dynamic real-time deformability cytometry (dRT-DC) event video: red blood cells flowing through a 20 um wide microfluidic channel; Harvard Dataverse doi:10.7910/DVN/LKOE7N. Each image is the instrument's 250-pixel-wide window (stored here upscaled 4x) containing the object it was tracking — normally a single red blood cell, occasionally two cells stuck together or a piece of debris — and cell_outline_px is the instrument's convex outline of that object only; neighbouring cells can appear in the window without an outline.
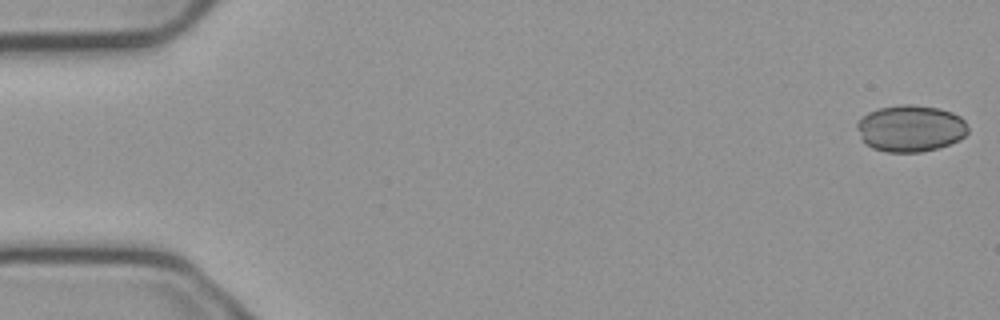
{"species": "common noctule bat (a hibernating species)", "species_latin": "Nyctalus noctula", "temperature_condition": "cold", "stored_images_in_passage": 17, "camera_frame_rate_fps": 3000, "um_per_image_px": 0.085, "animal": {"sex": "male", "body_mass_g": 23.1, "forearm_length_mm": 52.7}, "frame": {"image": 1, "passage_image": 1, "time_ms": 0.0, "image_size_px": [1000, 320], "cell_outline_px": [[968, 132], [960, 140], [936, 148], [920, 152], [888, 152], [872, 148], [860, 136], [856, 128], [856, 124], [868, 112], [880, 108], [900, 104], [912, 104], [940, 108], [952, 112], [960, 116], [964, 120], [968, 128]], "centroid_in_image_um": [77.41, 10.9], "position_along_channel_um": 7.6, "area_um2": 30.11}}